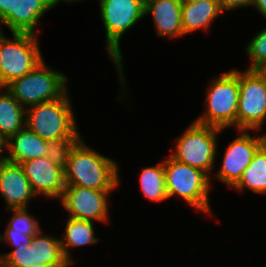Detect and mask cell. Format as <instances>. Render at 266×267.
<instances>
[{"mask_svg": "<svg viewBox=\"0 0 266 267\" xmlns=\"http://www.w3.org/2000/svg\"><path fill=\"white\" fill-rule=\"evenodd\" d=\"M258 72L264 77L266 81V64L258 69Z\"/></svg>", "mask_w": 266, "mask_h": 267, "instance_id": "obj_30", "label": "cell"}, {"mask_svg": "<svg viewBox=\"0 0 266 267\" xmlns=\"http://www.w3.org/2000/svg\"><path fill=\"white\" fill-rule=\"evenodd\" d=\"M239 132L240 135L226 149L221 168L215 175L219 181L231 188L239 181L258 148L266 141V134L253 138L247 130Z\"/></svg>", "mask_w": 266, "mask_h": 267, "instance_id": "obj_12", "label": "cell"}, {"mask_svg": "<svg viewBox=\"0 0 266 267\" xmlns=\"http://www.w3.org/2000/svg\"><path fill=\"white\" fill-rule=\"evenodd\" d=\"M0 194L7 210L27 208L29 200L37 197L22 166L9 161L0 164Z\"/></svg>", "mask_w": 266, "mask_h": 267, "instance_id": "obj_15", "label": "cell"}, {"mask_svg": "<svg viewBox=\"0 0 266 267\" xmlns=\"http://www.w3.org/2000/svg\"><path fill=\"white\" fill-rule=\"evenodd\" d=\"M237 131H262L266 119V81L258 70H238Z\"/></svg>", "mask_w": 266, "mask_h": 267, "instance_id": "obj_9", "label": "cell"}, {"mask_svg": "<svg viewBox=\"0 0 266 267\" xmlns=\"http://www.w3.org/2000/svg\"><path fill=\"white\" fill-rule=\"evenodd\" d=\"M242 192L245 188L266 194V141L258 148L239 181L232 187Z\"/></svg>", "mask_w": 266, "mask_h": 267, "instance_id": "obj_22", "label": "cell"}, {"mask_svg": "<svg viewBox=\"0 0 266 267\" xmlns=\"http://www.w3.org/2000/svg\"><path fill=\"white\" fill-rule=\"evenodd\" d=\"M0 90V134L8 140L25 127L26 108L5 87Z\"/></svg>", "mask_w": 266, "mask_h": 267, "instance_id": "obj_20", "label": "cell"}, {"mask_svg": "<svg viewBox=\"0 0 266 267\" xmlns=\"http://www.w3.org/2000/svg\"><path fill=\"white\" fill-rule=\"evenodd\" d=\"M181 0H145V16L151 14L156 33L160 37L184 35L181 20Z\"/></svg>", "mask_w": 266, "mask_h": 267, "instance_id": "obj_16", "label": "cell"}, {"mask_svg": "<svg viewBox=\"0 0 266 267\" xmlns=\"http://www.w3.org/2000/svg\"><path fill=\"white\" fill-rule=\"evenodd\" d=\"M253 0H220L222 11L236 10V8H243L252 6Z\"/></svg>", "mask_w": 266, "mask_h": 267, "instance_id": "obj_26", "label": "cell"}, {"mask_svg": "<svg viewBox=\"0 0 266 267\" xmlns=\"http://www.w3.org/2000/svg\"><path fill=\"white\" fill-rule=\"evenodd\" d=\"M3 32L0 31V85L6 87L33 70L43 57L38 34L13 32L10 40Z\"/></svg>", "mask_w": 266, "mask_h": 267, "instance_id": "obj_7", "label": "cell"}, {"mask_svg": "<svg viewBox=\"0 0 266 267\" xmlns=\"http://www.w3.org/2000/svg\"><path fill=\"white\" fill-rule=\"evenodd\" d=\"M68 78L60 71L46 66L44 60L21 78L5 88L22 106L29 108L39 103L61 98L67 91Z\"/></svg>", "mask_w": 266, "mask_h": 267, "instance_id": "obj_4", "label": "cell"}, {"mask_svg": "<svg viewBox=\"0 0 266 267\" xmlns=\"http://www.w3.org/2000/svg\"><path fill=\"white\" fill-rule=\"evenodd\" d=\"M210 82L205 98L206 112L196 118L195 122L223 130L231 126L237 128L238 71H227Z\"/></svg>", "mask_w": 266, "mask_h": 267, "instance_id": "obj_5", "label": "cell"}, {"mask_svg": "<svg viewBox=\"0 0 266 267\" xmlns=\"http://www.w3.org/2000/svg\"><path fill=\"white\" fill-rule=\"evenodd\" d=\"M99 2L100 16L106 30V50L117 67L119 81L123 86L126 81L123 76L120 38L144 18L145 0H99Z\"/></svg>", "mask_w": 266, "mask_h": 267, "instance_id": "obj_2", "label": "cell"}, {"mask_svg": "<svg viewBox=\"0 0 266 267\" xmlns=\"http://www.w3.org/2000/svg\"><path fill=\"white\" fill-rule=\"evenodd\" d=\"M93 225L92 221L71 217L67 219L64 236L60 238V243L63 255L71 265L73 259L70 256V248L96 244L99 241V238L94 235Z\"/></svg>", "mask_w": 266, "mask_h": 267, "instance_id": "obj_21", "label": "cell"}, {"mask_svg": "<svg viewBox=\"0 0 266 267\" xmlns=\"http://www.w3.org/2000/svg\"><path fill=\"white\" fill-rule=\"evenodd\" d=\"M223 131V129L193 121L177 139L170 157L197 168L209 176L214 170L217 157L216 137Z\"/></svg>", "mask_w": 266, "mask_h": 267, "instance_id": "obj_8", "label": "cell"}, {"mask_svg": "<svg viewBox=\"0 0 266 267\" xmlns=\"http://www.w3.org/2000/svg\"><path fill=\"white\" fill-rule=\"evenodd\" d=\"M223 13L220 0H200L196 3H182V28L184 35L198 29L208 30L211 22Z\"/></svg>", "mask_w": 266, "mask_h": 267, "instance_id": "obj_18", "label": "cell"}, {"mask_svg": "<svg viewBox=\"0 0 266 267\" xmlns=\"http://www.w3.org/2000/svg\"><path fill=\"white\" fill-rule=\"evenodd\" d=\"M112 191L93 190L82 186H65L59 199L71 218L107 222L110 217L107 196Z\"/></svg>", "mask_w": 266, "mask_h": 267, "instance_id": "obj_11", "label": "cell"}, {"mask_svg": "<svg viewBox=\"0 0 266 267\" xmlns=\"http://www.w3.org/2000/svg\"><path fill=\"white\" fill-rule=\"evenodd\" d=\"M246 53L252 61L247 70H258L266 64V27L250 40Z\"/></svg>", "mask_w": 266, "mask_h": 267, "instance_id": "obj_25", "label": "cell"}, {"mask_svg": "<svg viewBox=\"0 0 266 267\" xmlns=\"http://www.w3.org/2000/svg\"><path fill=\"white\" fill-rule=\"evenodd\" d=\"M9 1L0 0V21L9 13Z\"/></svg>", "mask_w": 266, "mask_h": 267, "instance_id": "obj_29", "label": "cell"}, {"mask_svg": "<svg viewBox=\"0 0 266 267\" xmlns=\"http://www.w3.org/2000/svg\"><path fill=\"white\" fill-rule=\"evenodd\" d=\"M117 165L116 161L88 147L80 139L72 148L64 168L65 186L115 190L120 182Z\"/></svg>", "mask_w": 266, "mask_h": 267, "instance_id": "obj_1", "label": "cell"}, {"mask_svg": "<svg viewBox=\"0 0 266 267\" xmlns=\"http://www.w3.org/2000/svg\"><path fill=\"white\" fill-rule=\"evenodd\" d=\"M67 92L59 99L26 109L25 126L46 141L82 138Z\"/></svg>", "mask_w": 266, "mask_h": 267, "instance_id": "obj_3", "label": "cell"}, {"mask_svg": "<svg viewBox=\"0 0 266 267\" xmlns=\"http://www.w3.org/2000/svg\"><path fill=\"white\" fill-rule=\"evenodd\" d=\"M9 211L13 216L6 226L4 235L0 233V243L6 240L14 249L22 244L25 247L30 246L33 236L41 230L39 222L28 214L27 208L9 209Z\"/></svg>", "mask_w": 266, "mask_h": 267, "instance_id": "obj_19", "label": "cell"}, {"mask_svg": "<svg viewBox=\"0 0 266 267\" xmlns=\"http://www.w3.org/2000/svg\"><path fill=\"white\" fill-rule=\"evenodd\" d=\"M7 160L15 164L24 161L46 157L47 141L39 137L26 126L8 139Z\"/></svg>", "mask_w": 266, "mask_h": 267, "instance_id": "obj_17", "label": "cell"}, {"mask_svg": "<svg viewBox=\"0 0 266 267\" xmlns=\"http://www.w3.org/2000/svg\"><path fill=\"white\" fill-rule=\"evenodd\" d=\"M252 6L256 7V10L266 18V0H253Z\"/></svg>", "mask_w": 266, "mask_h": 267, "instance_id": "obj_27", "label": "cell"}, {"mask_svg": "<svg viewBox=\"0 0 266 267\" xmlns=\"http://www.w3.org/2000/svg\"><path fill=\"white\" fill-rule=\"evenodd\" d=\"M164 173L168 199L177 195L197 211L213 214L209 203L211 180L205 172L169 156L164 160Z\"/></svg>", "mask_w": 266, "mask_h": 267, "instance_id": "obj_6", "label": "cell"}, {"mask_svg": "<svg viewBox=\"0 0 266 267\" xmlns=\"http://www.w3.org/2000/svg\"><path fill=\"white\" fill-rule=\"evenodd\" d=\"M40 230L28 247L19 246L11 252L0 254V267H69L63 255L60 239L43 235Z\"/></svg>", "mask_w": 266, "mask_h": 267, "instance_id": "obj_10", "label": "cell"}, {"mask_svg": "<svg viewBox=\"0 0 266 267\" xmlns=\"http://www.w3.org/2000/svg\"><path fill=\"white\" fill-rule=\"evenodd\" d=\"M60 0H10L9 13L0 21L11 33H36L39 20L47 11L57 6Z\"/></svg>", "mask_w": 266, "mask_h": 267, "instance_id": "obj_14", "label": "cell"}, {"mask_svg": "<svg viewBox=\"0 0 266 267\" xmlns=\"http://www.w3.org/2000/svg\"><path fill=\"white\" fill-rule=\"evenodd\" d=\"M82 138H64L47 141L46 156L61 168H65L70 152L76 143Z\"/></svg>", "mask_w": 266, "mask_h": 267, "instance_id": "obj_24", "label": "cell"}, {"mask_svg": "<svg viewBox=\"0 0 266 267\" xmlns=\"http://www.w3.org/2000/svg\"><path fill=\"white\" fill-rule=\"evenodd\" d=\"M140 187L146 199L163 202L168 199L165 183L164 161L156 166L143 168L140 174Z\"/></svg>", "mask_w": 266, "mask_h": 267, "instance_id": "obj_23", "label": "cell"}, {"mask_svg": "<svg viewBox=\"0 0 266 267\" xmlns=\"http://www.w3.org/2000/svg\"><path fill=\"white\" fill-rule=\"evenodd\" d=\"M7 142H8V140L0 134V164L8 161L7 155L4 156L3 152H2V150H4V147L7 150Z\"/></svg>", "mask_w": 266, "mask_h": 267, "instance_id": "obj_28", "label": "cell"}, {"mask_svg": "<svg viewBox=\"0 0 266 267\" xmlns=\"http://www.w3.org/2000/svg\"><path fill=\"white\" fill-rule=\"evenodd\" d=\"M60 1H66V2H68V3H69V2H70V3H71V2L73 3L74 1H78V0H60Z\"/></svg>", "mask_w": 266, "mask_h": 267, "instance_id": "obj_32", "label": "cell"}, {"mask_svg": "<svg viewBox=\"0 0 266 267\" xmlns=\"http://www.w3.org/2000/svg\"><path fill=\"white\" fill-rule=\"evenodd\" d=\"M36 196L61 198L65 189L64 169L47 156L24 161L20 164Z\"/></svg>", "mask_w": 266, "mask_h": 267, "instance_id": "obj_13", "label": "cell"}, {"mask_svg": "<svg viewBox=\"0 0 266 267\" xmlns=\"http://www.w3.org/2000/svg\"><path fill=\"white\" fill-rule=\"evenodd\" d=\"M200 0H181L182 3H196L199 2Z\"/></svg>", "mask_w": 266, "mask_h": 267, "instance_id": "obj_31", "label": "cell"}]
</instances>
